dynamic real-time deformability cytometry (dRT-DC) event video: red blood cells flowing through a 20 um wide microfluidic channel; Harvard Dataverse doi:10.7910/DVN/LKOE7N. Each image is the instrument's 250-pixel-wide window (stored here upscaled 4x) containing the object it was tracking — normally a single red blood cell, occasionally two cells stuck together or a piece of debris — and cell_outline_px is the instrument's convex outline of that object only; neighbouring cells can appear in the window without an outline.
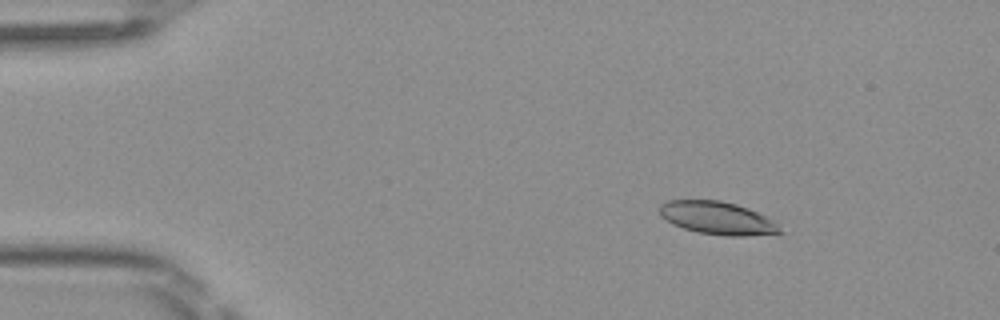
{"species": "Egyptian fruit bat (a non-hibernating species)", "species_latin": "Rousettus aegyptiacus", "temperature_condition": "room temperature", "stored_images_in_passage": 48, "camera_frame_rate_fps": 3000, "um_per_image_px": 0.085, "frame": {"image": 1, "passage_image": 6, "time_ms": 1.667, "image_size_px": [1000, 320], "cell_outline_px": [[784, 232], [744, 236], [724, 236], [696, 232], [672, 224], [660, 216], [660, 204], [668, 200], [720, 200], [736, 204], [748, 208], [772, 220]], "centroid_in_image_um": [60.94, 18.53], "position_along_channel_um": 24.1, "area_um2": 22.95}}
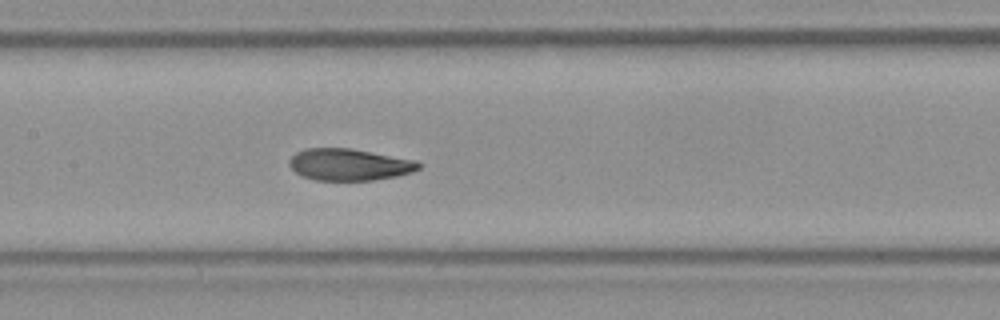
{"frame": {"image": 2, "passage_image": 23, "time_ms": 7.333, "image_size_px": [1000, 320], "cell_outline_px": [[424, 164], [420, 168], [412, 172], [396, 176], [372, 180], [316, 180], [304, 176], [296, 172], [288, 164], [288, 160], [296, 152], [304, 148], [352, 148], [416, 160]], "centroid_in_image_um": [29.71, 13.97], "position_along_channel_um": 177.7, "area_um2": 24.04}}
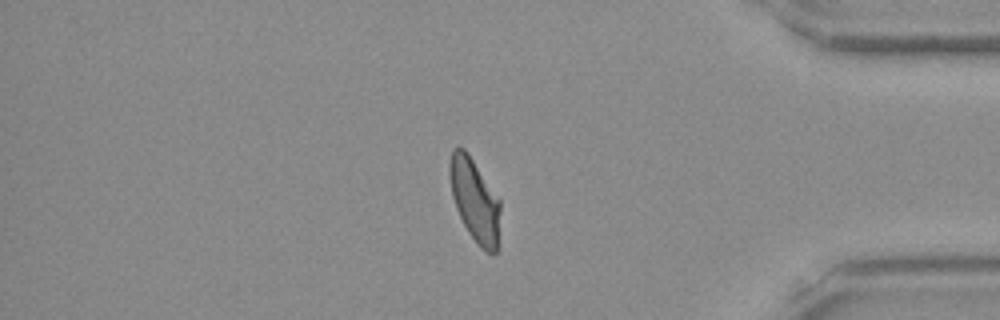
{"frame": {"image": 3, "passage_image": 41, "time_ms": 13.333, "image_size_px": [1000, 320], "cell_outline_px": [[500, 208], [496, 252], [488, 252], [480, 248], [476, 244], [468, 232], [456, 208], [452, 196], [448, 176], [448, 164], [452, 148], [460, 144], [468, 152], [500, 200]], "centroid_in_image_um": [40.3, 16.94], "position_along_channel_um": 394.9, "area_um2": 24.62}, "authors_computed_cell_mechanics": {"area_um2": 24.3916, "velocity_mm_per_s": 4.0842, "shape_relaxation_time_tau1_ms": 4.3707, "shape_relaxation_time_tau2_ms": 1.1108, "deformation_change_tau1": 0.1726, "deformation_change_tau2": 0.0714}}